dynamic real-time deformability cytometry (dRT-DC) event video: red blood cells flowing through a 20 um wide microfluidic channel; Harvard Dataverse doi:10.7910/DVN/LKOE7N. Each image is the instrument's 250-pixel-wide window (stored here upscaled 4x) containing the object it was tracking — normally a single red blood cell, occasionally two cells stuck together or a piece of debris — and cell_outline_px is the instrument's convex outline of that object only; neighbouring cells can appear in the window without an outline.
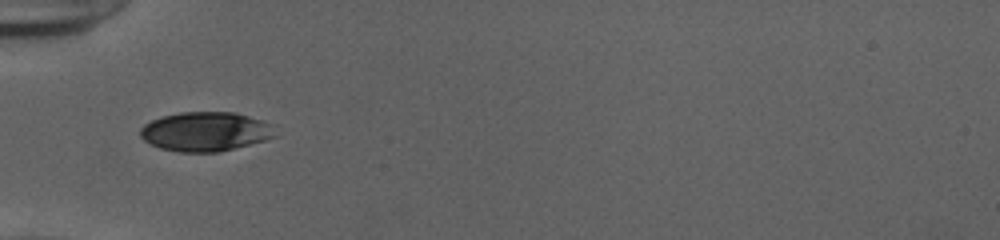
{"species": "human", "species_latin": "Homo sapiens", "temperature_condition": "cold", "stored_images_in_passage": 35, "camera_frame_rate_fps": 3000, "um_per_image_px": 0.085, "donor": {"sex": "female"}, "frame": {"image": 1, "passage_image": 1, "time_ms": 0.0, "image_size_px": [1000, 240], "cell_outline_px": [[280, 136], [220, 152], [180, 152], [160, 148], [144, 140], [140, 136], [140, 128], [144, 124], [160, 116], [180, 112], [236, 112], [264, 120]], "centroid_in_image_um": [17.48, 11.18], "position_along_channel_um": 67.5, "area_um2": 31.1}}
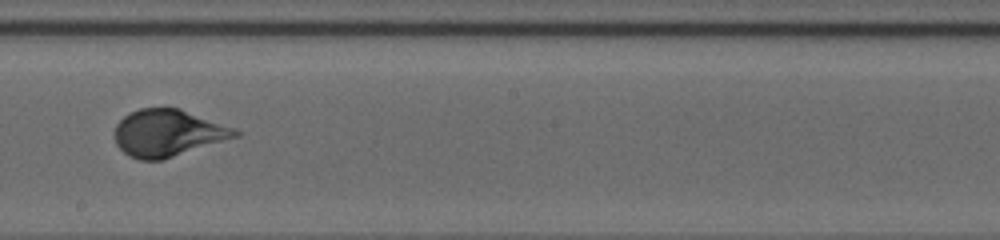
{"frame": {"image": 2, "passage_image": 14, "time_ms": 4.333, "image_size_px": [1000, 240], "cell_outline_px": [[240, 136], [160, 160], [140, 160], [128, 156], [116, 144], [116, 124], [128, 112], [140, 108], [180, 108], [236, 128], [240, 132]], "centroid_in_image_um": [14.28, 11.29], "position_along_channel_um": 233.9, "area_um2": 32.89}}
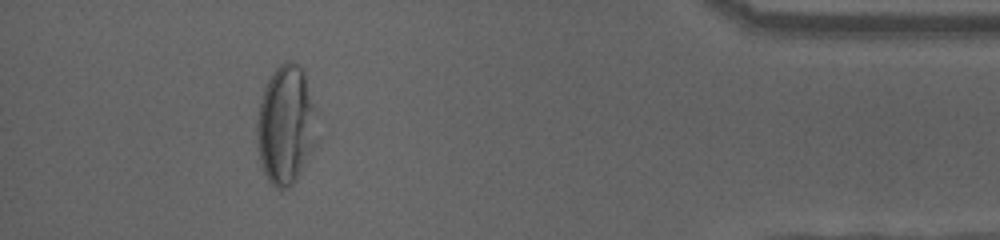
{"frame": {"image": 3, "passage_image": 31, "time_ms": 10.0, "image_size_px": [1000, 240], "cell_outline_px": [[320, 140], [296, 180], [288, 188], [276, 188], [268, 180], [260, 164], [256, 144], [256, 124], [260, 104], [264, 88], [272, 72], [280, 64], [288, 60], [292, 60], [304, 72], [316, 112]], "centroid_in_image_um": [24.32, 10.66], "position_along_channel_um": 410.9, "area_um2": 42.43}, "authors_computed_cell_mechanics": {"area_um2": 33.813, "velocity_mm_per_s": 3.8931, "shape_relaxation_time_tau1_ms": 3.6996, "shape_relaxation_time_tau2_ms": null, "deformation_change_tau1": 0.163, "deformation_change_tau2": null}}